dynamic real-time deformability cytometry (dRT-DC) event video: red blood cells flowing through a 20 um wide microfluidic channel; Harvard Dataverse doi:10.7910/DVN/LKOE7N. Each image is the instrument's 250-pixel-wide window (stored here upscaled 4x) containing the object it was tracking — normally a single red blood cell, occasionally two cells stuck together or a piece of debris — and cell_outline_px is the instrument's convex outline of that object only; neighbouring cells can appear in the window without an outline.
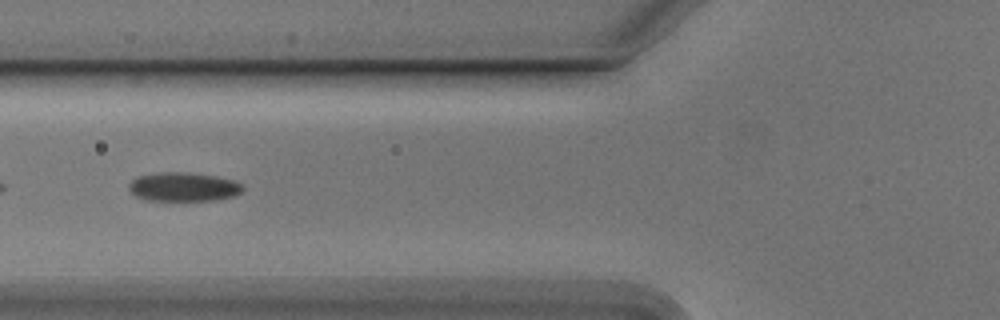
{"species": "Egyptian fruit bat (a non-hibernating species)", "species_latin": "Rousettus aegyptiacus", "temperature_condition": "cold", "stored_images_in_passage": 43, "camera_frame_rate_fps": 3000, "um_per_image_px": 0.085, "animal": {"sex": "male"}, "frame": {"image": 1, "passage_image": 10, "time_ms": 3.0, "image_size_px": [1000, 320], "cell_outline_px": [[244, 188], [240, 192], [232, 196], [216, 200], [144, 200], [136, 196], [128, 188], [128, 184], [136, 176], [160, 172], [184, 172], [216, 176], [232, 180], [244, 184]], "centroid_in_image_um": [15.57, 15.88], "position_along_channel_um": 110.2, "area_um2": 19.19}}
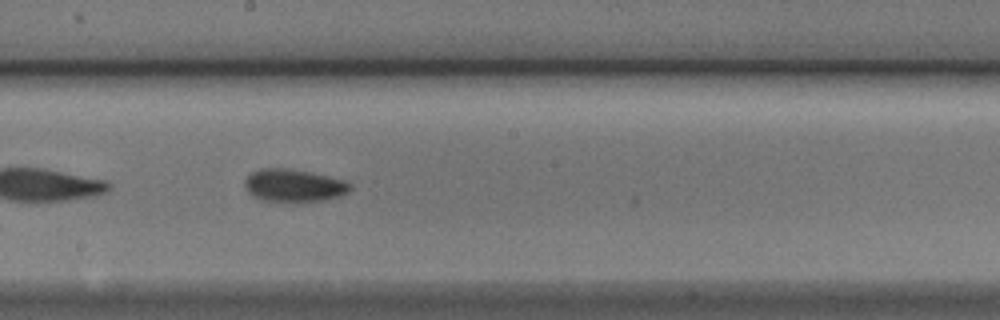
{"frame": {"image": 2, "passage_image": 19, "time_ms": 6.0, "image_size_px": [1000, 320], "cell_outline_px": [[352, 188], [348, 192], [340, 196], [328, 200], [288, 204], [260, 200], [248, 192], [244, 184], [244, 180], [252, 172], [260, 168], [284, 168], [308, 172], [344, 180], [352, 184]], "centroid_in_image_um": [24.97, 15.82], "position_along_channel_um": 223.2, "area_um2": 20.63}}
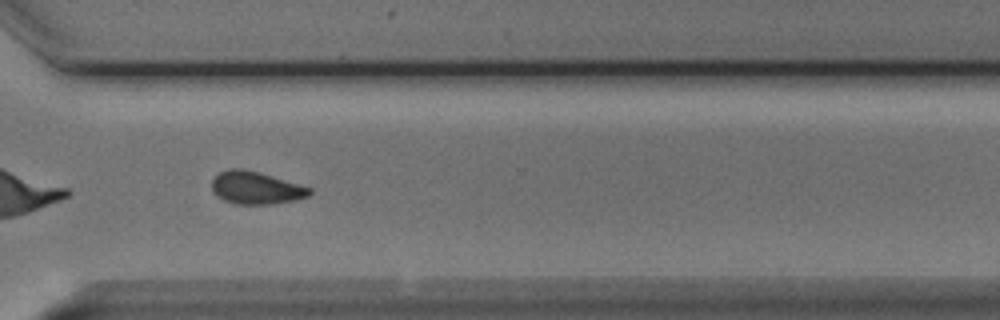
{"frame": {"image": 3, "passage_image": 29, "time_ms": 9.333, "image_size_px": [1000, 320], "cell_outline_px": [[312, 192], [308, 196], [296, 200], [272, 204], [236, 204], [224, 200], [216, 196], [212, 188], [212, 180], [220, 172], [228, 168], [240, 168], [272, 176], [312, 188]], "centroid_in_image_um": [21.75, 15.98], "position_along_channel_um": 348.9, "area_um2": 18.44}}